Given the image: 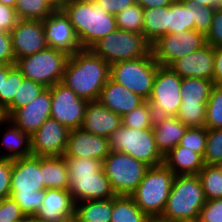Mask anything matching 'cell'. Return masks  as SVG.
Here are the masks:
<instances>
[{
	"label": "cell",
	"mask_w": 222,
	"mask_h": 222,
	"mask_svg": "<svg viewBox=\"0 0 222 222\" xmlns=\"http://www.w3.org/2000/svg\"><path fill=\"white\" fill-rule=\"evenodd\" d=\"M110 78V65L91 49H80L69 56L62 83L87 101H98Z\"/></svg>",
	"instance_id": "1"
},
{
	"label": "cell",
	"mask_w": 222,
	"mask_h": 222,
	"mask_svg": "<svg viewBox=\"0 0 222 222\" xmlns=\"http://www.w3.org/2000/svg\"><path fill=\"white\" fill-rule=\"evenodd\" d=\"M61 10L70 19L82 49H90L117 29L116 16L93 0H64Z\"/></svg>",
	"instance_id": "2"
},
{
	"label": "cell",
	"mask_w": 222,
	"mask_h": 222,
	"mask_svg": "<svg viewBox=\"0 0 222 222\" xmlns=\"http://www.w3.org/2000/svg\"><path fill=\"white\" fill-rule=\"evenodd\" d=\"M43 157L29 156L12 160L10 197L26 217H33L42 206Z\"/></svg>",
	"instance_id": "3"
},
{
	"label": "cell",
	"mask_w": 222,
	"mask_h": 222,
	"mask_svg": "<svg viewBox=\"0 0 222 222\" xmlns=\"http://www.w3.org/2000/svg\"><path fill=\"white\" fill-rule=\"evenodd\" d=\"M175 176L165 164L149 167L130 196L143 213L162 216Z\"/></svg>",
	"instance_id": "4"
},
{
	"label": "cell",
	"mask_w": 222,
	"mask_h": 222,
	"mask_svg": "<svg viewBox=\"0 0 222 222\" xmlns=\"http://www.w3.org/2000/svg\"><path fill=\"white\" fill-rule=\"evenodd\" d=\"M205 202L198 175H176L162 217L174 222L197 217Z\"/></svg>",
	"instance_id": "5"
},
{
	"label": "cell",
	"mask_w": 222,
	"mask_h": 222,
	"mask_svg": "<svg viewBox=\"0 0 222 222\" xmlns=\"http://www.w3.org/2000/svg\"><path fill=\"white\" fill-rule=\"evenodd\" d=\"M110 151L127 153L149 167L164 164L156 146L153 128L135 129L121 125L109 138Z\"/></svg>",
	"instance_id": "6"
},
{
	"label": "cell",
	"mask_w": 222,
	"mask_h": 222,
	"mask_svg": "<svg viewBox=\"0 0 222 222\" xmlns=\"http://www.w3.org/2000/svg\"><path fill=\"white\" fill-rule=\"evenodd\" d=\"M90 49L111 65L149 55L151 44L143 34L117 28Z\"/></svg>",
	"instance_id": "7"
},
{
	"label": "cell",
	"mask_w": 222,
	"mask_h": 222,
	"mask_svg": "<svg viewBox=\"0 0 222 222\" xmlns=\"http://www.w3.org/2000/svg\"><path fill=\"white\" fill-rule=\"evenodd\" d=\"M70 54L47 47L31 56L20 58L15 65L23 76L49 88L63 80Z\"/></svg>",
	"instance_id": "8"
},
{
	"label": "cell",
	"mask_w": 222,
	"mask_h": 222,
	"mask_svg": "<svg viewBox=\"0 0 222 222\" xmlns=\"http://www.w3.org/2000/svg\"><path fill=\"white\" fill-rule=\"evenodd\" d=\"M159 64L152 52L144 57L110 65V78L148 101Z\"/></svg>",
	"instance_id": "9"
},
{
	"label": "cell",
	"mask_w": 222,
	"mask_h": 222,
	"mask_svg": "<svg viewBox=\"0 0 222 222\" xmlns=\"http://www.w3.org/2000/svg\"><path fill=\"white\" fill-rule=\"evenodd\" d=\"M102 168L115 194L130 196L149 166L127 153L110 151L102 161Z\"/></svg>",
	"instance_id": "10"
},
{
	"label": "cell",
	"mask_w": 222,
	"mask_h": 222,
	"mask_svg": "<svg viewBox=\"0 0 222 222\" xmlns=\"http://www.w3.org/2000/svg\"><path fill=\"white\" fill-rule=\"evenodd\" d=\"M182 78L169 66H158L148 99L154 116H176L182 102Z\"/></svg>",
	"instance_id": "11"
},
{
	"label": "cell",
	"mask_w": 222,
	"mask_h": 222,
	"mask_svg": "<svg viewBox=\"0 0 222 222\" xmlns=\"http://www.w3.org/2000/svg\"><path fill=\"white\" fill-rule=\"evenodd\" d=\"M206 44V36L195 29L165 34L151 45V52L160 66L191 54Z\"/></svg>",
	"instance_id": "12"
},
{
	"label": "cell",
	"mask_w": 222,
	"mask_h": 222,
	"mask_svg": "<svg viewBox=\"0 0 222 222\" xmlns=\"http://www.w3.org/2000/svg\"><path fill=\"white\" fill-rule=\"evenodd\" d=\"M49 88L51 90V118L69 130L81 128L89 101L78 97L62 82Z\"/></svg>",
	"instance_id": "13"
},
{
	"label": "cell",
	"mask_w": 222,
	"mask_h": 222,
	"mask_svg": "<svg viewBox=\"0 0 222 222\" xmlns=\"http://www.w3.org/2000/svg\"><path fill=\"white\" fill-rule=\"evenodd\" d=\"M70 130L49 118L30 137L31 153L36 157L64 156Z\"/></svg>",
	"instance_id": "14"
},
{
	"label": "cell",
	"mask_w": 222,
	"mask_h": 222,
	"mask_svg": "<svg viewBox=\"0 0 222 222\" xmlns=\"http://www.w3.org/2000/svg\"><path fill=\"white\" fill-rule=\"evenodd\" d=\"M10 35L15 63L48 47L43 21L19 19Z\"/></svg>",
	"instance_id": "15"
},
{
	"label": "cell",
	"mask_w": 222,
	"mask_h": 222,
	"mask_svg": "<svg viewBox=\"0 0 222 222\" xmlns=\"http://www.w3.org/2000/svg\"><path fill=\"white\" fill-rule=\"evenodd\" d=\"M48 47L59 49L72 55L82 49L70 19L59 9L43 20Z\"/></svg>",
	"instance_id": "16"
},
{
	"label": "cell",
	"mask_w": 222,
	"mask_h": 222,
	"mask_svg": "<svg viewBox=\"0 0 222 222\" xmlns=\"http://www.w3.org/2000/svg\"><path fill=\"white\" fill-rule=\"evenodd\" d=\"M49 118H51L50 88H46L32 102L16 109L8 117V119L30 137Z\"/></svg>",
	"instance_id": "17"
},
{
	"label": "cell",
	"mask_w": 222,
	"mask_h": 222,
	"mask_svg": "<svg viewBox=\"0 0 222 222\" xmlns=\"http://www.w3.org/2000/svg\"><path fill=\"white\" fill-rule=\"evenodd\" d=\"M110 153L109 139L82 128L70 130L64 157L91 158L101 161Z\"/></svg>",
	"instance_id": "18"
},
{
	"label": "cell",
	"mask_w": 222,
	"mask_h": 222,
	"mask_svg": "<svg viewBox=\"0 0 222 222\" xmlns=\"http://www.w3.org/2000/svg\"><path fill=\"white\" fill-rule=\"evenodd\" d=\"M68 191L75 203L105 200L116 196L103 170L93 175L69 176Z\"/></svg>",
	"instance_id": "19"
},
{
	"label": "cell",
	"mask_w": 222,
	"mask_h": 222,
	"mask_svg": "<svg viewBox=\"0 0 222 222\" xmlns=\"http://www.w3.org/2000/svg\"><path fill=\"white\" fill-rule=\"evenodd\" d=\"M74 210L75 201L68 190L45 189L42 206L32 218L38 222H68Z\"/></svg>",
	"instance_id": "20"
},
{
	"label": "cell",
	"mask_w": 222,
	"mask_h": 222,
	"mask_svg": "<svg viewBox=\"0 0 222 222\" xmlns=\"http://www.w3.org/2000/svg\"><path fill=\"white\" fill-rule=\"evenodd\" d=\"M169 67L181 78H205L212 80L214 70V47L207 43L191 54L173 61Z\"/></svg>",
	"instance_id": "21"
},
{
	"label": "cell",
	"mask_w": 222,
	"mask_h": 222,
	"mask_svg": "<svg viewBox=\"0 0 222 222\" xmlns=\"http://www.w3.org/2000/svg\"><path fill=\"white\" fill-rule=\"evenodd\" d=\"M98 101L122 117L143 104L146 100L109 78L102 88Z\"/></svg>",
	"instance_id": "22"
},
{
	"label": "cell",
	"mask_w": 222,
	"mask_h": 222,
	"mask_svg": "<svg viewBox=\"0 0 222 222\" xmlns=\"http://www.w3.org/2000/svg\"><path fill=\"white\" fill-rule=\"evenodd\" d=\"M122 125L121 116L112 112L99 101L88 103L81 128L89 133L110 138Z\"/></svg>",
	"instance_id": "23"
},
{
	"label": "cell",
	"mask_w": 222,
	"mask_h": 222,
	"mask_svg": "<svg viewBox=\"0 0 222 222\" xmlns=\"http://www.w3.org/2000/svg\"><path fill=\"white\" fill-rule=\"evenodd\" d=\"M187 129L188 126L183 124L176 116H156L153 132L160 153L165 156L176 147Z\"/></svg>",
	"instance_id": "24"
},
{
	"label": "cell",
	"mask_w": 222,
	"mask_h": 222,
	"mask_svg": "<svg viewBox=\"0 0 222 222\" xmlns=\"http://www.w3.org/2000/svg\"><path fill=\"white\" fill-rule=\"evenodd\" d=\"M164 164L175 175H198L204 167L199 153L179 145L164 156Z\"/></svg>",
	"instance_id": "25"
},
{
	"label": "cell",
	"mask_w": 222,
	"mask_h": 222,
	"mask_svg": "<svg viewBox=\"0 0 222 222\" xmlns=\"http://www.w3.org/2000/svg\"><path fill=\"white\" fill-rule=\"evenodd\" d=\"M5 124L8 127L6 125L1 144L4 145V151L7 152L4 153L3 151L0 157L14 160L31 156L30 136L18 128L10 119H7Z\"/></svg>",
	"instance_id": "26"
},
{
	"label": "cell",
	"mask_w": 222,
	"mask_h": 222,
	"mask_svg": "<svg viewBox=\"0 0 222 222\" xmlns=\"http://www.w3.org/2000/svg\"><path fill=\"white\" fill-rule=\"evenodd\" d=\"M113 197L105 200H90L75 203L76 222H111Z\"/></svg>",
	"instance_id": "27"
},
{
	"label": "cell",
	"mask_w": 222,
	"mask_h": 222,
	"mask_svg": "<svg viewBox=\"0 0 222 222\" xmlns=\"http://www.w3.org/2000/svg\"><path fill=\"white\" fill-rule=\"evenodd\" d=\"M43 185L45 189L68 190L69 176L64 156L43 157Z\"/></svg>",
	"instance_id": "28"
},
{
	"label": "cell",
	"mask_w": 222,
	"mask_h": 222,
	"mask_svg": "<svg viewBox=\"0 0 222 222\" xmlns=\"http://www.w3.org/2000/svg\"><path fill=\"white\" fill-rule=\"evenodd\" d=\"M142 34L151 45L168 34V6L143 9Z\"/></svg>",
	"instance_id": "29"
},
{
	"label": "cell",
	"mask_w": 222,
	"mask_h": 222,
	"mask_svg": "<svg viewBox=\"0 0 222 222\" xmlns=\"http://www.w3.org/2000/svg\"><path fill=\"white\" fill-rule=\"evenodd\" d=\"M213 81L205 78H182L181 103H208Z\"/></svg>",
	"instance_id": "30"
},
{
	"label": "cell",
	"mask_w": 222,
	"mask_h": 222,
	"mask_svg": "<svg viewBox=\"0 0 222 222\" xmlns=\"http://www.w3.org/2000/svg\"><path fill=\"white\" fill-rule=\"evenodd\" d=\"M148 215L143 213L131 196L113 197L111 222H147Z\"/></svg>",
	"instance_id": "31"
},
{
	"label": "cell",
	"mask_w": 222,
	"mask_h": 222,
	"mask_svg": "<svg viewBox=\"0 0 222 222\" xmlns=\"http://www.w3.org/2000/svg\"><path fill=\"white\" fill-rule=\"evenodd\" d=\"M194 10L187 8L180 0L168 6V34L194 29Z\"/></svg>",
	"instance_id": "32"
},
{
	"label": "cell",
	"mask_w": 222,
	"mask_h": 222,
	"mask_svg": "<svg viewBox=\"0 0 222 222\" xmlns=\"http://www.w3.org/2000/svg\"><path fill=\"white\" fill-rule=\"evenodd\" d=\"M18 19L43 21L56 9L47 0H16Z\"/></svg>",
	"instance_id": "33"
},
{
	"label": "cell",
	"mask_w": 222,
	"mask_h": 222,
	"mask_svg": "<svg viewBox=\"0 0 222 222\" xmlns=\"http://www.w3.org/2000/svg\"><path fill=\"white\" fill-rule=\"evenodd\" d=\"M206 200L222 198V172L216 165L204 164L198 173Z\"/></svg>",
	"instance_id": "34"
},
{
	"label": "cell",
	"mask_w": 222,
	"mask_h": 222,
	"mask_svg": "<svg viewBox=\"0 0 222 222\" xmlns=\"http://www.w3.org/2000/svg\"><path fill=\"white\" fill-rule=\"evenodd\" d=\"M46 88L43 84L24 77L22 84L17 90V97H14L12 102L5 108L7 117L16 109L32 102Z\"/></svg>",
	"instance_id": "35"
},
{
	"label": "cell",
	"mask_w": 222,
	"mask_h": 222,
	"mask_svg": "<svg viewBox=\"0 0 222 222\" xmlns=\"http://www.w3.org/2000/svg\"><path fill=\"white\" fill-rule=\"evenodd\" d=\"M155 116L148 101L121 117L122 125L135 129H149L154 126Z\"/></svg>",
	"instance_id": "36"
},
{
	"label": "cell",
	"mask_w": 222,
	"mask_h": 222,
	"mask_svg": "<svg viewBox=\"0 0 222 222\" xmlns=\"http://www.w3.org/2000/svg\"><path fill=\"white\" fill-rule=\"evenodd\" d=\"M205 127L222 128V85L214 84L211 89L210 98L206 104Z\"/></svg>",
	"instance_id": "37"
},
{
	"label": "cell",
	"mask_w": 222,
	"mask_h": 222,
	"mask_svg": "<svg viewBox=\"0 0 222 222\" xmlns=\"http://www.w3.org/2000/svg\"><path fill=\"white\" fill-rule=\"evenodd\" d=\"M115 16L118 29L142 34L143 8L138 3L124 9Z\"/></svg>",
	"instance_id": "38"
},
{
	"label": "cell",
	"mask_w": 222,
	"mask_h": 222,
	"mask_svg": "<svg viewBox=\"0 0 222 222\" xmlns=\"http://www.w3.org/2000/svg\"><path fill=\"white\" fill-rule=\"evenodd\" d=\"M207 103H181L176 117L188 127H205Z\"/></svg>",
	"instance_id": "39"
},
{
	"label": "cell",
	"mask_w": 222,
	"mask_h": 222,
	"mask_svg": "<svg viewBox=\"0 0 222 222\" xmlns=\"http://www.w3.org/2000/svg\"><path fill=\"white\" fill-rule=\"evenodd\" d=\"M23 74L15 64H8V75L4 78L3 94H0V105L5 109L17 97V90L22 84Z\"/></svg>",
	"instance_id": "40"
},
{
	"label": "cell",
	"mask_w": 222,
	"mask_h": 222,
	"mask_svg": "<svg viewBox=\"0 0 222 222\" xmlns=\"http://www.w3.org/2000/svg\"><path fill=\"white\" fill-rule=\"evenodd\" d=\"M65 161L68 176L93 175L103 170L102 161L99 159L65 157Z\"/></svg>",
	"instance_id": "41"
},
{
	"label": "cell",
	"mask_w": 222,
	"mask_h": 222,
	"mask_svg": "<svg viewBox=\"0 0 222 222\" xmlns=\"http://www.w3.org/2000/svg\"><path fill=\"white\" fill-rule=\"evenodd\" d=\"M187 8L194 10V29L205 36L210 31L215 8L198 5L192 0H180Z\"/></svg>",
	"instance_id": "42"
},
{
	"label": "cell",
	"mask_w": 222,
	"mask_h": 222,
	"mask_svg": "<svg viewBox=\"0 0 222 222\" xmlns=\"http://www.w3.org/2000/svg\"><path fill=\"white\" fill-rule=\"evenodd\" d=\"M222 160V128L207 129L206 149L203 162L207 165H216Z\"/></svg>",
	"instance_id": "43"
},
{
	"label": "cell",
	"mask_w": 222,
	"mask_h": 222,
	"mask_svg": "<svg viewBox=\"0 0 222 222\" xmlns=\"http://www.w3.org/2000/svg\"><path fill=\"white\" fill-rule=\"evenodd\" d=\"M206 140V127H188L178 145L192 149L203 157L206 149Z\"/></svg>",
	"instance_id": "44"
},
{
	"label": "cell",
	"mask_w": 222,
	"mask_h": 222,
	"mask_svg": "<svg viewBox=\"0 0 222 222\" xmlns=\"http://www.w3.org/2000/svg\"><path fill=\"white\" fill-rule=\"evenodd\" d=\"M26 218L20 206L11 197L0 200V222H22Z\"/></svg>",
	"instance_id": "45"
},
{
	"label": "cell",
	"mask_w": 222,
	"mask_h": 222,
	"mask_svg": "<svg viewBox=\"0 0 222 222\" xmlns=\"http://www.w3.org/2000/svg\"><path fill=\"white\" fill-rule=\"evenodd\" d=\"M199 216L202 222H222V198L206 200Z\"/></svg>",
	"instance_id": "46"
},
{
	"label": "cell",
	"mask_w": 222,
	"mask_h": 222,
	"mask_svg": "<svg viewBox=\"0 0 222 222\" xmlns=\"http://www.w3.org/2000/svg\"><path fill=\"white\" fill-rule=\"evenodd\" d=\"M206 43L213 47L222 46V8L214 11L210 31L206 34Z\"/></svg>",
	"instance_id": "47"
},
{
	"label": "cell",
	"mask_w": 222,
	"mask_h": 222,
	"mask_svg": "<svg viewBox=\"0 0 222 222\" xmlns=\"http://www.w3.org/2000/svg\"><path fill=\"white\" fill-rule=\"evenodd\" d=\"M12 160L0 157V200L10 197Z\"/></svg>",
	"instance_id": "48"
},
{
	"label": "cell",
	"mask_w": 222,
	"mask_h": 222,
	"mask_svg": "<svg viewBox=\"0 0 222 222\" xmlns=\"http://www.w3.org/2000/svg\"><path fill=\"white\" fill-rule=\"evenodd\" d=\"M15 64L10 32L0 31V65Z\"/></svg>",
	"instance_id": "49"
},
{
	"label": "cell",
	"mask_w": 222,
	"mask_h": 222,
	"mask_svg": "<svg viewBox=\"0 0 222 222\" xmlns=\"http://www.w3.org/2000/svg\"><path fill=\"white\" fill-rule=\"evenodd\" d=\"M18 20L14 8L0 3V31L11 32Z\"/></svg>",
	"instance_id": "50"
},
{
	"label": "cell",
	"mask_w": 222,
	"mask_h": 222,
	"mask_svg": "<svg viewBox=\"0 0 222 222\" xmlns=\"http://www.w3.org/2000/svg\"><path fill=\"white\" fill-rule=\"evenodd\" d=\"M101 5L109 14L116 15L124 9L133 6L137 0H93Z\"/></svg>",
	"instance_id": "51"
},
{
	"label": "cell",
	"mask_w": 222,
	"mask_h": 222,
	"mask_svg": "<svg viewBox=\"0 0 222 222\" xmlns=\"http://www.w3.org/2000/svg\"><path fill=\"white\" fill-rule=\"evenodd\" d=\"M213 84L222 85V46L214 47Z\"/></svg>",
	"instance_id": "52"
},
{
	"label": "cell",
	"mask_w": 222,
	"mask_h": 222,
	"mask_svg": "<svg viewBox=\"0 0 222 222\" xmlns=\"http://www.w3.org/2000/svg\"><path fill=\"white\" fill-rule=\"evenodd\" d=\"M174 0H137L143 9L169 6Z\"/></svg>",
	"instance_id": "53"
},
{
	"label": "cell",
	"mask_w": 222,
	"mask_h": 222,
	"mask_svg": "<svg viewBox=\"0 0 222 222\" xmlns=\"http://www.w3.org/2000/svg\"><path fill=\"white\" fill-rule=\"evenodd\" d=\"M192 1H194L196 6L205 5V6H211L215 9L222 8V0H192Z\"/></svg>",
	"instance_id": "54"
},
{
	"label": "cell",
	"mask_w": 222,
	"mask_h": 222,
	"mask_svg": "<svg viewBox=\"0 0 222 222\" xmlns=\"http://www.w3.org/2000/svg\"><path fill=\"white\" fill-rule=\"evenodd\" d=\"M8 75V64L0 65V94H3L4 78Z\"/></svg>",
	"instance_id": "55"
},
{
	"label": "cell",
	"mask_w": 222,
	"mask_h": 222,
	"mask_svg": "<svg viewBox=\"0 0 222 222\" xmlns=\"http://www.w3.org/2000/svg\"><path fill=\"white\" fill-rule=\"evenodd\" d=\"M147 222H174V221L165 219L162 216H149Z\"/></svg>",
	"instance_id": "56"
},
{
	"label": "cell",
	"mask_w": 222,
	"mask_h": 222,
	"mask_svg": "<svg viewBox=\"0 0 222 222\" xmlns=\"http://www.w3.org/2000/svg\"><path fill=\"white\" fill-rule=\"evenodd\" d=\"M8 119L6 113H5V109L0 105V125L4 126L5 125V121Z\"/></svg>",
	"instance_id": "57"
},
{
	"label": "cell",
	"mask_w": 222,
	"mask_h": 222,
	"mask_svg": "<svg viewBox=\"0 0 222 222\" xmlns=\"http://www.w3.org/2000/svg\"><path fill=\"white\" fill-rule=\"evenodd\" d=\"M56 10L61 9L64 0H47Z\"/></svg>",
	"instance_id": "58"
},
{
	"label": "cell",
	"mask_w": 222,
	"mask_h": 222,
	"mask_svg": "<svg viewBox=\"0 0 222 222\" xmlns=\"http://www.w3.org/2000/svg\"><path fill=\"white\" fill-rule=\"evenodd\" d=\"M0 3L15 8L16 0H0Z\"/></svg>",
	"instance_id": "59"
},
{
	"label": "cell",
	"mask_w": 222,
	"mask_h": 222,
	"mask_svg": "<svg viewBox=\"0 0 222 222\" xmlns=\"http://www.w3.org/2000/svg\"><path fill=\"white\" fill-rule=\"evenodd\" d=\"M178 222H202V221L200 219V216H197V217H193V218L183 219Z\"/></svg>",
	"instance_id": "60"
},
{
	"label": "cell",
	"mask_w": 222,
	"mask_h": 222,
	"mask_svg": "<svg viewBox=\"0 0 222 222\" xmlns=\"http://www.w3.org/2000/svg\"><path fill=\"white\" fill-rule=\"evenodd\" d=\"M22 222H38L37 220L31 218V217H27L25 220H23Z\"/></svg>",
	"instance_id": "61"
},
{
	"label": "cell",
	"mask_w": 222,
	"mask_h": 222,
	"mask_svg": "<svg viewBox=\"0 0 222 222\" xmlns=\"http://www.w3.org/2000/svg\"><path fill=\"white\" fill-rule=\"evenodd\" d=\"M216 166L222 172V160L219 163H217Z\"/></svg>",
	"instance_id": "62"
},
{
	"label": "cell",
	"mask_w": 222,
	"mask_h": 222,
	"mask_svg": "<svg viewBox=\"0 0 222 222\" xmlns=\"http://www.w3.org/2000/svg\"><path fill=\"white\" fill-rule=\"evenodd\" d=\"M68 222H76L74 219L69 220Z\"/></svg>",
	"instance_id": "63"
}]
</instances>
